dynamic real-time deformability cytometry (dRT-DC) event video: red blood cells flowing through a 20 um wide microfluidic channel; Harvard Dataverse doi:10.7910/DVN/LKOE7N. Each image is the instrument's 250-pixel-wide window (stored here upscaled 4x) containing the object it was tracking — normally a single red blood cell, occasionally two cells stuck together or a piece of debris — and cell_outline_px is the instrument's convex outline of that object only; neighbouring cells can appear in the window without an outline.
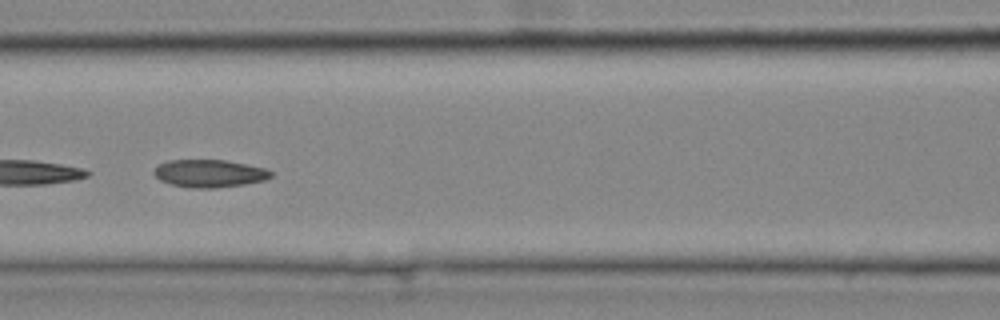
{"species": "common noctule bat (a hibernating species)", "species_latin": "Nyctalus noctula", "temperature_condition": "cold", "stored_images_in_passage": 42, "segment_of_instrument_passage": [2, 2], "camera_frame_rate_fps": 3000, "um_per_image_px": 0.085, "animal": {"sex": "female", "body_mass_g": 25.1}, "frame": {"image": 1, "passage_image": 24, "time_ms": 7.667, "image_size_px": [1000, 320], "cell_outline_px": [[272, 176], [264, 180], [244, 184], [216, 188], [192, 188], [172, 184], [160, 180], [152, 172], [160, 164], [168, 160], [224, 160], [248, 164], [264, 168], [272, 172]], "centroid_in_image_um": [17.8, 14.74], "position_along_channel_um": 148.8, "area_um2": 18.73}}